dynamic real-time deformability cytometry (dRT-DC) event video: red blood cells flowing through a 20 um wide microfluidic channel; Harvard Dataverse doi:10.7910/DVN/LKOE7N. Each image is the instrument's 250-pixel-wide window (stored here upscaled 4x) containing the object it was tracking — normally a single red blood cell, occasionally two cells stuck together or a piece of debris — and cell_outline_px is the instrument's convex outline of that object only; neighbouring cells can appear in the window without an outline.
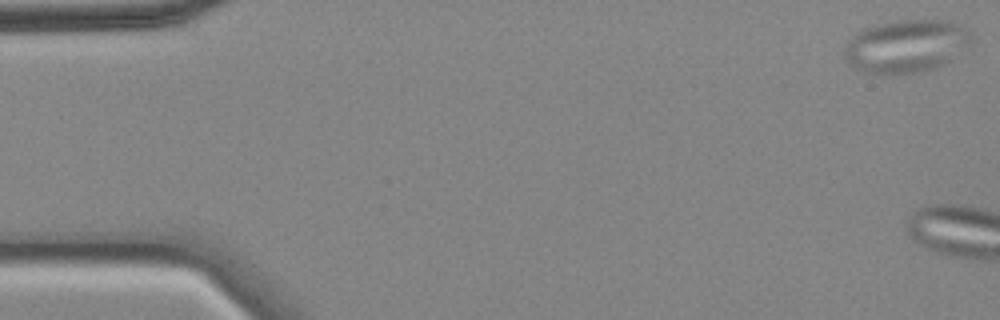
{"species": "common noctule bat (a hibernating species)", "species_latin": "Nyctalus noctula", "temperature_condition": "cold", "stored_images_in_passage": 15, "camera_frame_rate_fps": 3000, "um_per_image_px": 0.085, "animal": {"sex": "female", "body_mass_g": 18.4}, "frame": {"image": 1, "passage_image": 1, "time_ms": 0.0, "image_size_px": [1000, 320], "cell_outline_px": [[972, 40], [968, 44], [948, 60], [932, 68], [920, 72], [868, 72], [856, 68], [844, 56], [848, 40], [852, 36], [868, 28], [880, 24], [904, 20], [944, 20], [956, 24], [964, 28], [972, 36]], "centroid_in_image_um": [77.02, 3.89], "position_along_channel_um": 8.0, "area_um2": 37.4}}